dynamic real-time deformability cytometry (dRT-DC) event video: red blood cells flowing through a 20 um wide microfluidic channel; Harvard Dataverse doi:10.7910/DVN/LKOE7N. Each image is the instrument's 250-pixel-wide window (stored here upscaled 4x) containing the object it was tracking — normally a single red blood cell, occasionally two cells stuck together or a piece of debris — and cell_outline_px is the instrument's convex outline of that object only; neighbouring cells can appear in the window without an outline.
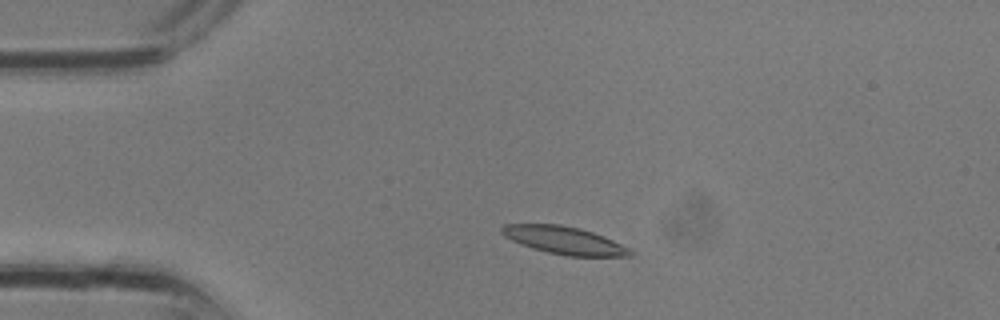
{"species": "common noctule bat (a hibernating species)", "species_latin": "Nyctalus noctula", "temperature_condition": "room temperature", "stored_images_in_passage": 15, "camera_frame_rate_fps": 3000, "um_per_image_px": 0.085, "animal": {"sex": "male", "body_mass_g": 13.3}, "frame": {"image": 1, "passage_image": 3, "time_ms": 0.667, "image_size_px": [1000, 320], "cell_outline_px": [[632, 256], [568, 256], [548, 252], [532, 248], [520, 244], [504, 236], [500, 232], [500, 228], [504, 224], [560, 224], [580, 228], [604, 236], [628, 248], [632, 252]], "centroid_in_image_um": [47.92, 20.42], "position_along_channel_um": 37.1, "area_um2": 20.58}}
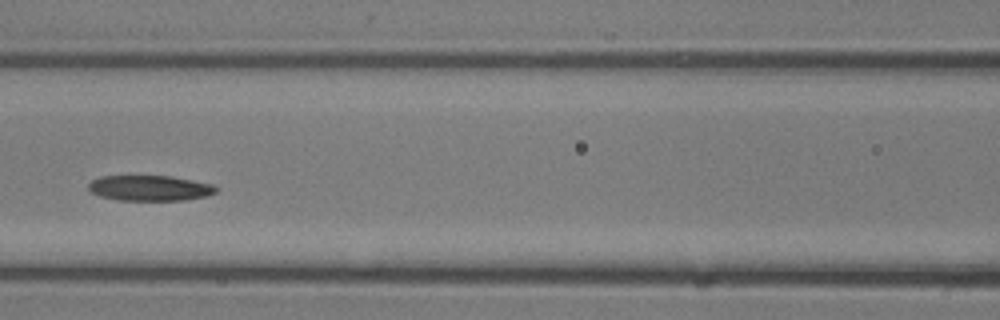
{"frame": {"image": 2, "passage_image": 10, "time_ms": 3.0, "image_size_px": [1000, 320], "cell_outline_px": [[220, 188], [216, 192], [208, 196], [184, 200], [120, 200], [100, 196], [92, 192], [88, 188], [88, 184], [92, 180], [100, 176], [172, 176], [212, 184]], "centroid_in_image_um": [12.77, 15.98], "position_along_channel_um": 153.8, "area_um2": 18.96}}
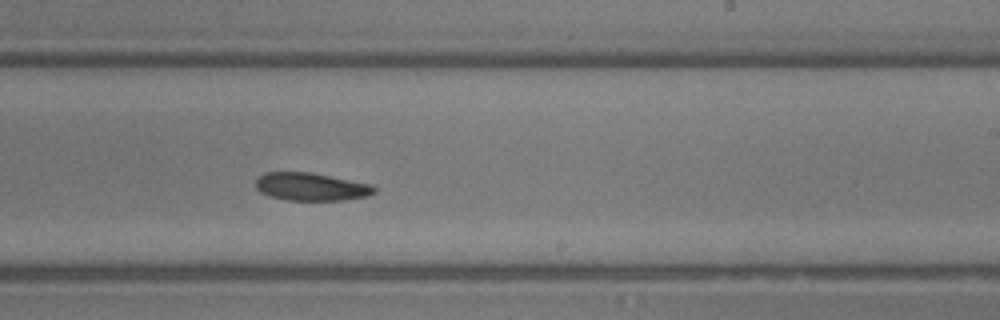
{"frame": {"image": 3, "passage_image": 15, "time_ms": 4.667, "image_size_px": [1000, 320], "cell_outline_px": [[376, 192], [368, 196], [344, 200], [288, 200], [272, 196], [260, 192], [256, 188], [256, 180], [264, 172], [312, 172], [372, 184], [376, 188]], "centroid_in_image_um": [26.48, 15.86], "position_along_channel_um": 262.5, "area_um2": 19.31}}